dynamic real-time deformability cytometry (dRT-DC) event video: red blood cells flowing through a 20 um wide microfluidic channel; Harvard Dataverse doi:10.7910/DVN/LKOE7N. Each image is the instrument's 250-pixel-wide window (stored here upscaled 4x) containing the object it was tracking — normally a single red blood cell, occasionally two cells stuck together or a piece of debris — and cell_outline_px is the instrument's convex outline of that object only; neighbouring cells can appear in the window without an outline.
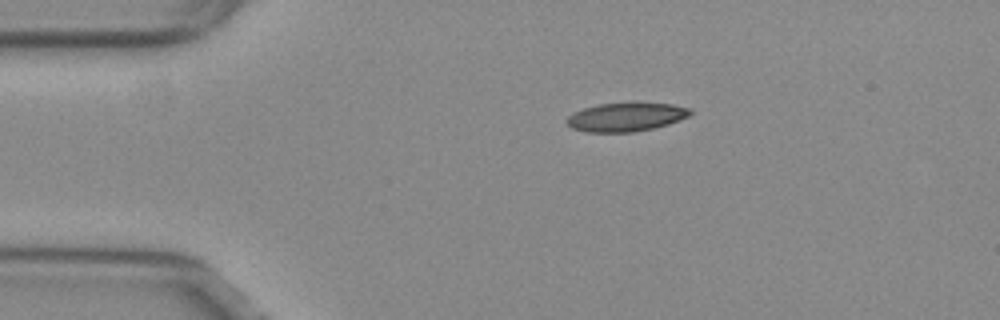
{"species": "common noctule bat (a hibernating species)", "species_latin": "Nyctalus noctula", "temperature_condition": "warm", "stored_images_in_passage": 44, "camera_frame_rate_fps": 3000, "um_per_image_px": 0.085, "animal": {"sex": "female", "body_mass_g": 29.2, "forearm_length_mm": 56.3}, "frame": {"image": 1, "passage_image": 1, "time_ms": 0.0, "image_size_px": [1000, 320], "cell_outline_px": [[692, 112], [688, 116], [680, 120], [668, 124], [652, 128], [632, 132], [588, 132], [572, 128], [564, 120], [572, 112], [584, 108], [600, 104], [636, 100], [672, 104], [692, 108]], "centroid_in_image_um": [53.23, 9.9], "position_along_channel_um": 31.8, "area_um2": 21.33}}
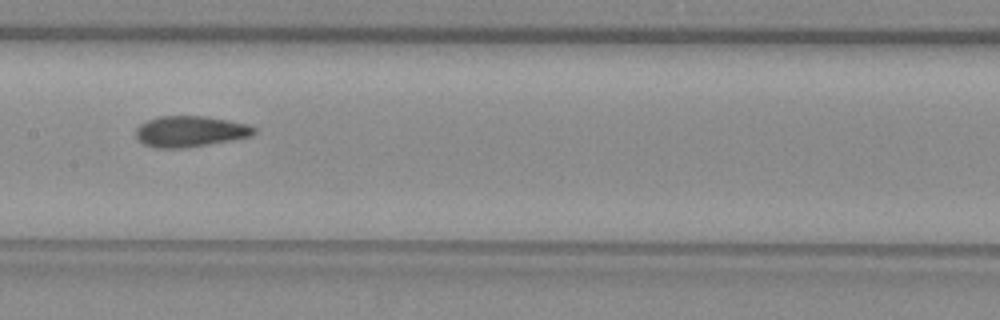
{"frame": {"image": 2, "passage_image": 17, "time_ms": 5.333, "image_size_px": [1000, 320], "cell_outline_px": [[256, 132], [252, 136], [188, 148], [152, 148], [136, 140], [136, 128], [140, 124], [148, 120], [160, 116], [204, 116], [228, 120], [248, 124], [256, 128]], "centroid_in_image_um": [16.15, 11.18], "position_along_channel_um": 191.3, "area_um2": 21.5}}
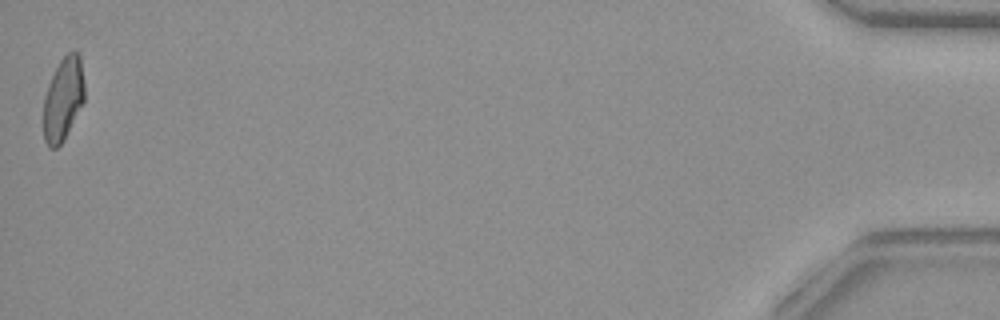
{"frame": {"image": 3, "passage_image": 44, "time_ms": 14.333, "image_size_px": [1000, 320], "cell_outline_px": [[84, 100], [64, 140], [56, 148], [48, 148], [44, 140], [44, 96], [48, 84], [60, 60], [68, 52], [76, 52], [80, 56], [84, 84]], "centroid_in_image_um": [5.36, 8.43], "position_along_channel_um": 429.8, "area_um2": 19.71}, "authors_computed_cell_mechanics": {"area_um2": 20.9814, "velocity_mm_per_s": 3.832, "shape_relaxation_time_tau1_ms": null, "shape_relaxation_time_tau2_ms": 2.7224, "deformation_change_tau1": null, "deformation_change_tau2": 0.0896}}